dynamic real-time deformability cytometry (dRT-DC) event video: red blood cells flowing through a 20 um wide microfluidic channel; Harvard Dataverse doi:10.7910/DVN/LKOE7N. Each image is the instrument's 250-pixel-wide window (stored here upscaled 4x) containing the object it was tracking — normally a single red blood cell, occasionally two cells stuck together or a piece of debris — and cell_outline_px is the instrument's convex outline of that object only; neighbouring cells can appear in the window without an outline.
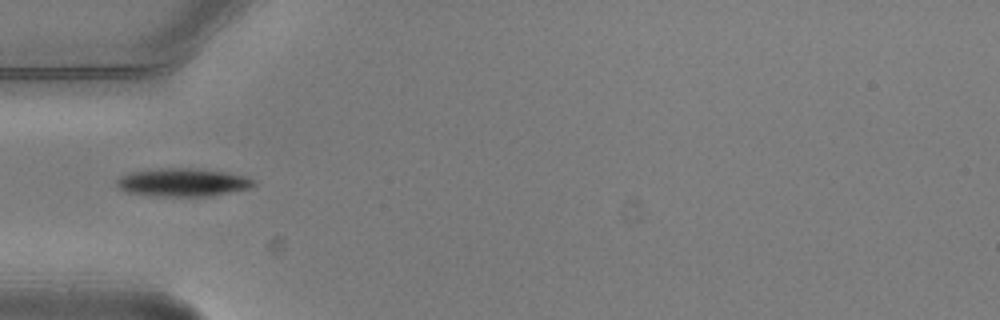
{"species": "common noctule bat (a hibernating species)", "species_latin": "Nyctalus noctula", "temperature_condition": "warm", "stored_images_in_passage": 3, "camera_frame_rate_fps": 3000, "um_per_image_px": 0.085, "animal": {"sex": "male", "body_mass_g": 20.5, "forearm_length_mm": 52.5}, "frame": {"image": 1, "passage_image": 1, "time_ms": 0.0, "image_size_px": [1000, 320], "cell_outline_px": [[256, 184], [248, 188], [212, 196], [156, 196], [124, 192], [116, 184], [116, 180], [120, 176], [132, 172], [160, 168], [192, 168], [224, 172], [248, 176], [256, 180]], "centroid_in_image_um": [15.54, 15.5], "position_along_channel_um": 69.5, "area_um2": 22.48}}
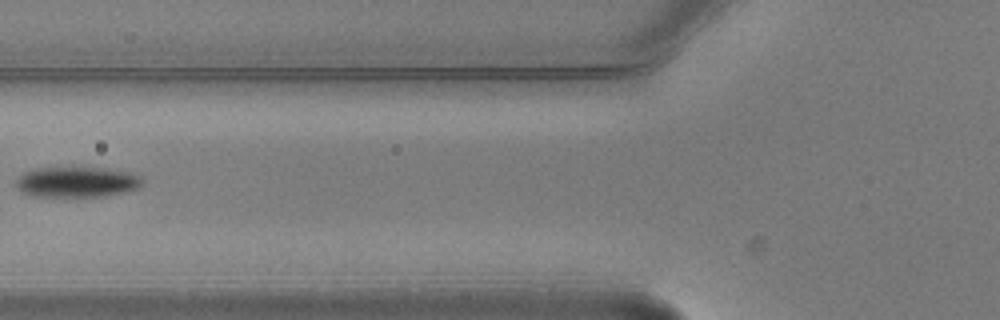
{"frame": {"image": 2, "passage_image": 2, "time_ms": 0.333, "image_size_px": [1000, 320], "cell_outline_px": [[144, 180], [136, 188], [120, 192], [100, 196], [36, 196], [24, 192], [16, 184], [16, 176], [24, 172], [36, 168], [100, 168], [128, 172], [140, 176]], "centroid_in_image_um": [6.49, 15.45], "position_along_channel_um": 119.3, "area_um2": 21.85}}
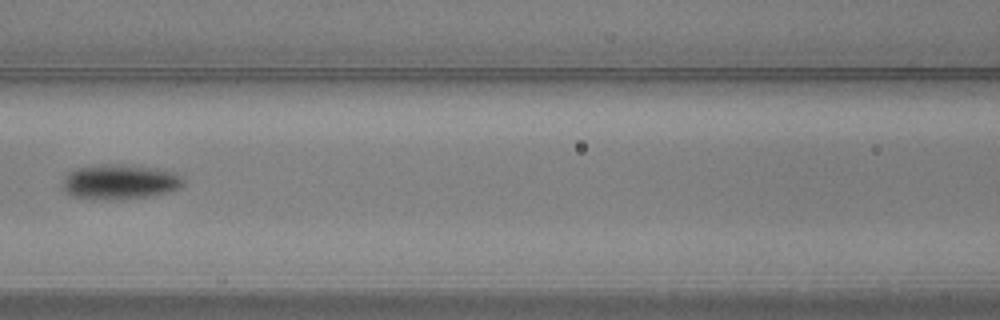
{"frame": {"image": 3, "passage_image": 3, "time_ms": 0.667, "image_size_px": [1000, 320], "cell_outline_px": [[184, 184], [180, 188], [168, 192], [148, 196], [112, 200], [92, 200], [72, 196], [64, 188], [64, 176], [68, 172], [80, 168], [120, 164], [152, 168], [172, 172], [180, 176], [184, 180]], "centroid_in_image_um": [10.19, 15.49], "position_along_channel_um": 156.4, "area_um2": 24.1}}